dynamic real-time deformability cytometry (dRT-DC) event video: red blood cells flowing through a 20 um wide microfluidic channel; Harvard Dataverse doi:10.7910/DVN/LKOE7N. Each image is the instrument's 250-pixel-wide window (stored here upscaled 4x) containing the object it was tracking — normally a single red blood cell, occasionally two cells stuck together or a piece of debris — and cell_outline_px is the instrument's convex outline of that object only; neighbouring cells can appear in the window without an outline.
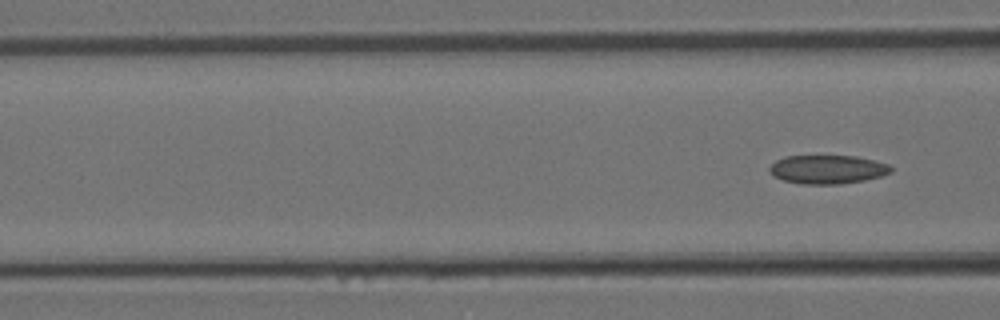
{"species": "Egyptian fruit bat (a non-hibernating species)", "species_latin": "Rousettus aegyptiacus", "temperature_condition": "room temperature", "stored_images_in_passage": 5, "segment_of_instrument_passage": [2, 2], "camera_frame_rate_fps": 3000, "um_per_image_px": 0.085, "animal": {"sex": "female"}, "frame": {"image": 1, "passage_image": 5, "time_ms": 1.333, "image_size_px": [1000, 320], "cell_outline_px": [[892, 172], [880, 176], [864, 180], [840, 184], [800, 184], [784, 180], [768, 172], [768, 168], [776, 160], [784, 156], [856, 156], [888, 164], [892, 168]], "centroid_in_image_um": [70.32, 14.4], "position_along_channel_um": 96.3, "area_um2": 20.23}}